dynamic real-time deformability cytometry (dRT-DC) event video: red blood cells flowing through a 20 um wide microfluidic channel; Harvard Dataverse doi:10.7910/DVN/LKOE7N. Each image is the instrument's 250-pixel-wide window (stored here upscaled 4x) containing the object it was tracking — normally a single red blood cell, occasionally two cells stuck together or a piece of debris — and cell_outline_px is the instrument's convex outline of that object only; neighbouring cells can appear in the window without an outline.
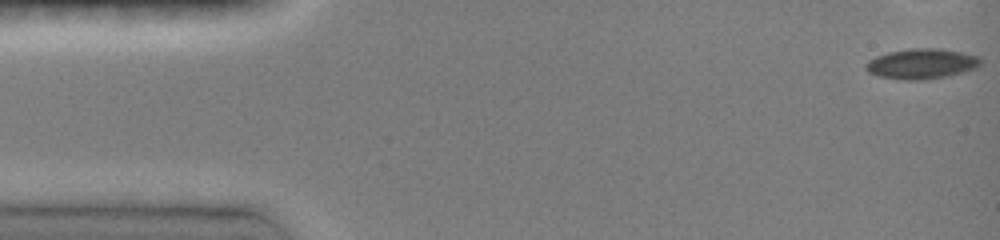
{"species": "common noctule bat (a hibernating species)", "species_latin": "Nyctalus noctula", "temperature_condition": "room temperature", "stored_images_in_passage": 64, "camera_frame_rate_fps": 3000, "um_per_image_px": 0.085, "animal": {"sex": "female", "body_mass_g": 19.0, "forearm_length_mm": 51.5}, "frame": {"image": 1, "passage_image": 1, "time_ms": 0.0, "image_size_px": [1000, 240], "cell_outline_px": [[980, 64], [976, 68], [944, 76], [924, 80], [904, 80], [880, 76], [868, 72], [864, 68], [864, 64], [868, 60], [876, 56], [888, 52], [912, 48], [936, 48], [960, 52], [980, 56]], "centroid_in_image_um": [78.28, 5.41], "position_along_channel_um": 6.7, "area_um2": 20.06}, "authors_computed_cell_mechanics": {"area_um2": 19.9988, "velocity_mm_per_s": 4.0133, "shape_relaxation_time_tau1_ms": 3.2502, "shape_relaxation_time_tau2_ms": 4.7956, "deformation_change_tau1": 0.0925, "deformation_change_tau2": 0.0675}}